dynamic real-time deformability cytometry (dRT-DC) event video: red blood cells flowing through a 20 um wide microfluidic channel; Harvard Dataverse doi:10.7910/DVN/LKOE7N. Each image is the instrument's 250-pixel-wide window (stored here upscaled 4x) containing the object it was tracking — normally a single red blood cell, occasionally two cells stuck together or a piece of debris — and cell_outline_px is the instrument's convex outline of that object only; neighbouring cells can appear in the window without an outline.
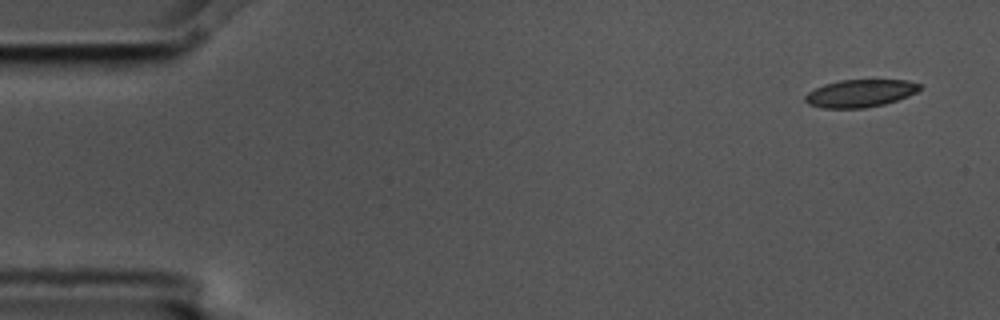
{"species": "common noctule bat (a hibernating species)", "species_latin": "Nyctalus noctula", "temperature_condition": "cold", "stored_images_in_passage": 3, "camera_frame_rate_fps": 3000, "um_per_image_px": 0.085, "animal": {"sex": "male", "body_mass_g": 17.5, "forearm_length_mm": 52.3}, "frame": {"image": 1, "passage_image": 1, "time_ms": 0.0, "image_size_px": [1000, 320], "cell_outline_px": [[920, 88], [916, 92], [908, 96], [884, 104], [864, 108], [820, 108], [808, 104], [804, 100], [804, 96], [808, 92], [824, 84], [840, 80], [908, 80], [920, 84]], "centroid_in_image_um": [73.08, 7.93], "position_along_channel_um": 11.9, "area_um2": 18.38}}